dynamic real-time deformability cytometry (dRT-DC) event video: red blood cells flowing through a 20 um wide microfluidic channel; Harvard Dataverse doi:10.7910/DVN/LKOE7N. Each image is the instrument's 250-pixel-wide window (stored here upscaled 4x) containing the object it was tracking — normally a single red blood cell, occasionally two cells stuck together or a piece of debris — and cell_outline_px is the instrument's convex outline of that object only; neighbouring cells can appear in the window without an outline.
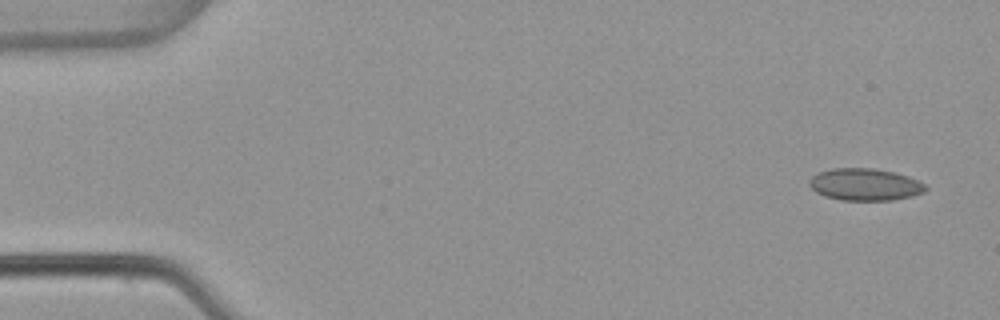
{"species": "common noctule bat (a hibernating species)", "species_latin": "Nyctalus noctula", "temperature_condition": "warm", "stored_images_in_passage": 5, "camera_frame_rate_fps": 3000, "um_per_image_px": 0.085, "animal": {"sex": "female", "body_mass_g": 22.7, "forearm_length_mm": 54.2}, "frame": {"image": 1, "passage_image": 1, "time_ms": 0.0, "image_size_px": [1000, 320], "cell_outline_px": [[928, 188], [924, 192], [912, 196], [892, 200], [840, 200], [824, 196], [816, 192], [808, 184], [808, 180], [812, 176], [820, 172], [832, 168], [872, 168], [896, 172], [908, 176], [924, 184]], "centroid_in_image_um": [73.51, 15.68], "position_along_channel_um": 11.5, "area_um2": 21.79}}
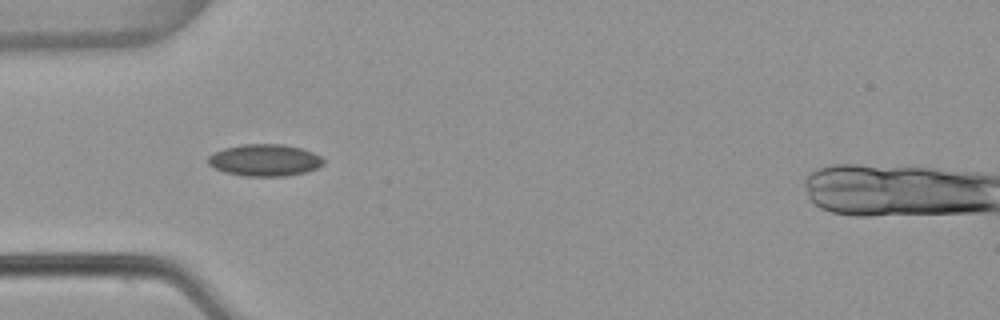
{"frame": {"image": 2, "passage_image": 4, "time_ms": 1.0, "image_size_px": [1000, 320], "cell_outline_px": [[324, 164], [316, 168], [304, 172], [284, 176], [244, 176], [224, 172], [208, 164], [208, 156], [212, 152], [224, 148], [244, 144], [284, 144], [300, 148], [312, 152], [320, 156], [324, 160]], "centroid_in_image_um": [22.48, 13.61], "position_along_channel_um": 62.5, "area_um2": 21.39}}
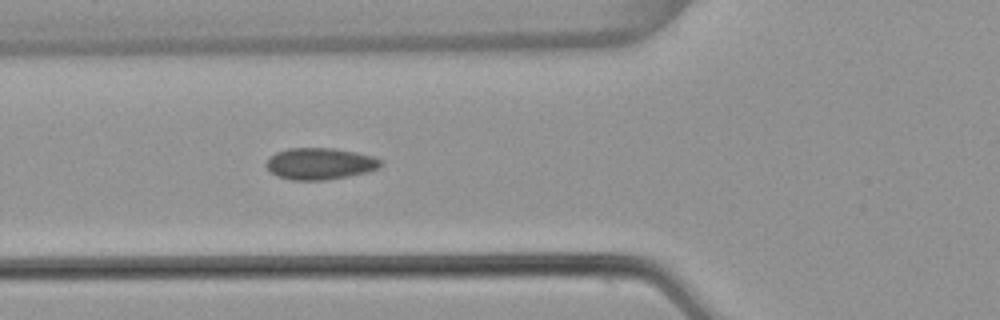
{"frame": {"image": 3, "passage_image": 5, "time_ms": 1.333, "image_size_px": [1000, 320], "cell_outline_px": [[384, 164], [380, 168], [368, 172], [348, 176], [324, 180], [292, 180], [276, 176], [264, 164], [268, 156], [276, 152], [288, 148], [332, 148], [356, 152], [372, 156], [384, 160]], "centroid_in_image_um": [27.21, 13.91], "position_along_channel_um": 98.6, "area_um2": 21.39}}